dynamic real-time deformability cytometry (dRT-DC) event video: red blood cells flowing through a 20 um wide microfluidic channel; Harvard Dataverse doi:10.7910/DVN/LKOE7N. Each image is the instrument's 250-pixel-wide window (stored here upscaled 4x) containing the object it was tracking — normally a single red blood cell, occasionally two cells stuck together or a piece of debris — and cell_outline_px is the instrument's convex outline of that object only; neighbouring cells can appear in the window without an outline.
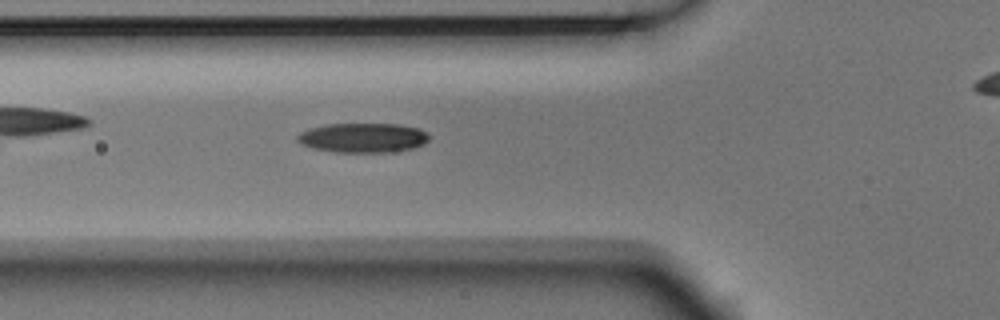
{"species": "Egyptian fruit bat (a non-hibernating species)", "species_latin": "Rousettus aegyptiacus", "temperature_condition": "room temperature", "stored_images_in_passage": 7, "segment_of_instrument_passage": [1, 2], "camera_frame_rate_fps": 3000, "um_per_image_px": 0.085, "animal": {"sex": "male"}, "frame": {"image": 1, "passage_image": 6, "time_ms": 1.667, "image_size_px": [1000, 320], "cell_outline_px": [[428, 140], [424, 144], [412, 148], [388, 152], [332, 152], [312, 148], [300, 144], [296, 140], [296, 136], [300, 132], [308, 128], [328, 124], [400, 124], [420, 128], [428, 132]], "centroid_in_image_um": [30.82, 11.7], "position_along_channel_um": 95.0, "area_um2": 22.89}}